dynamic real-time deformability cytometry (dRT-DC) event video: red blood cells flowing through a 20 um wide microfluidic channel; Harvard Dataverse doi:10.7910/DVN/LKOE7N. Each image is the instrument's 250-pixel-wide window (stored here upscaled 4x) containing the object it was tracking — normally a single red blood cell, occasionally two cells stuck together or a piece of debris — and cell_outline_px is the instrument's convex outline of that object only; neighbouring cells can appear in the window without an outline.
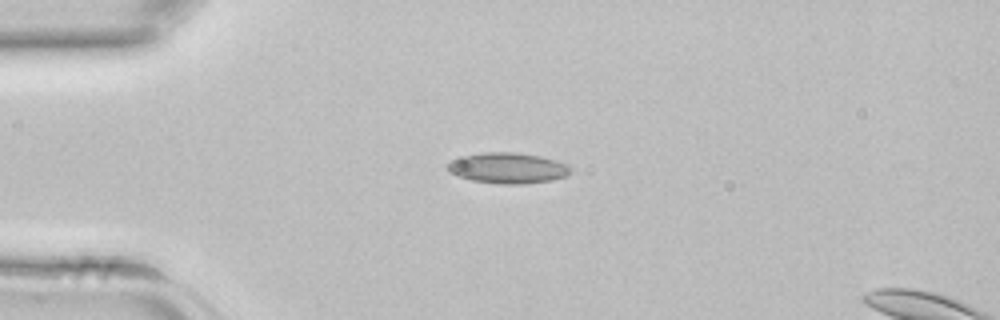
{"species": "common noctule bat (a hibernating species)", "species_latin": "Nyctalus noctula", "temperature_condition": "room temperature", "stored_images_in_passage": 4, "camera_frame_rate_fps": 3000, "um_per_image_px": 0.085, "animal": {"sex": "female", "body_mass_g": 22.7, "forearm_length_mm": 54.2}, "frame": {"image": 1, "passage_image": 1, "time_ms": 0.0, "image_size_px": [1000, 320], "cell_outline_px": [[572, 172], [564, 176], [552, 180], [524, 184], [500, 184], [472, 180], [448, 172], [444, 168], [452, 160], [464, 156], [484, 152], [516, 152], [540, 156], [556, 160], [568, 164], [572, 168]], "centroid_in_image_um": [43.18, 14.28], "position_along_channel_um": 41.8, "area_um2": 22.08}}